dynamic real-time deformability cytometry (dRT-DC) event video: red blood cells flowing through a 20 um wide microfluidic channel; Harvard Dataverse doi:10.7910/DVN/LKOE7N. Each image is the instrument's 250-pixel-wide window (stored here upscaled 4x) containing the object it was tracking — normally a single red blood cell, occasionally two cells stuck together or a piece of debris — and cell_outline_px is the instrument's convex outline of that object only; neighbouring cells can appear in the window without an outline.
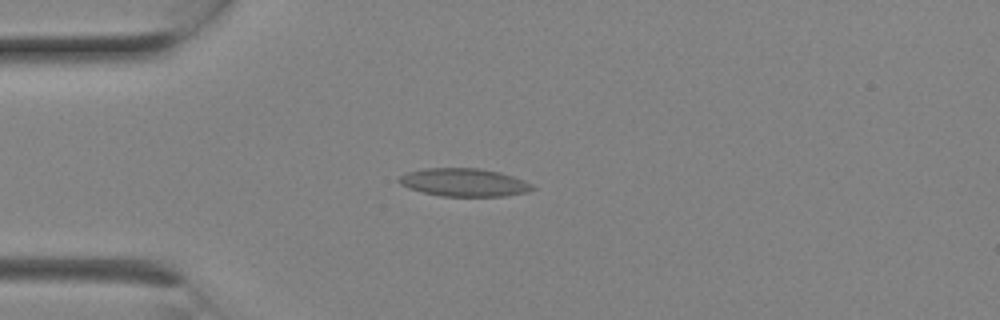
{"species": "Egyptian fruit bat (a non-hibernating species)", "species_latin": "Rousettus aegyptiacus", "temperature_condition": "room temperature", "stored_images_in_passage": 8, "camera_frame_rate_fps": 3000, "um_per_image_px": 0.085, "animal": {"sex": "female"}, "frame": {"image": 1, "passage_image": 6, "time_ms": 1.667, "image_size_px": [1000, 320], "cell_outline_px": [[536, 188], [528, 192], [504, 196], [440, 196], [408, 188], [400, 184], [396, 180], [400, 176], [408, 172], [424, 168], [480, 168], [500, 172], [524, 180], [532, 184]], "centroid_in_image_um": [39.45, 15.5], "position_along_channel_um": 45.6, "area_um2": 21.85}}
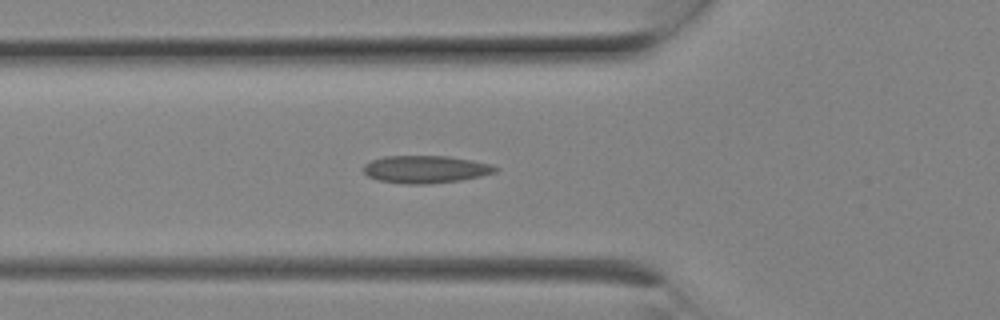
{"frame": {"image": 2, "passage_image": 8, "time_ms": 2.333, "image_size_px": [1000, 320], "cell_outline_px": [[500, 168], [496, 172], [480, 176], [460, 180], [428, 184], [404, 184], [380, 180], [368, 176], [364, 172], [364, 164], [372, 160], [384, 156], [448, 156], [472, 160], [492, 164]], "centroid_in_image_um": [36.2, 14.39], "position_along_channel_um": 89.6, "area_um2": 21.15}}